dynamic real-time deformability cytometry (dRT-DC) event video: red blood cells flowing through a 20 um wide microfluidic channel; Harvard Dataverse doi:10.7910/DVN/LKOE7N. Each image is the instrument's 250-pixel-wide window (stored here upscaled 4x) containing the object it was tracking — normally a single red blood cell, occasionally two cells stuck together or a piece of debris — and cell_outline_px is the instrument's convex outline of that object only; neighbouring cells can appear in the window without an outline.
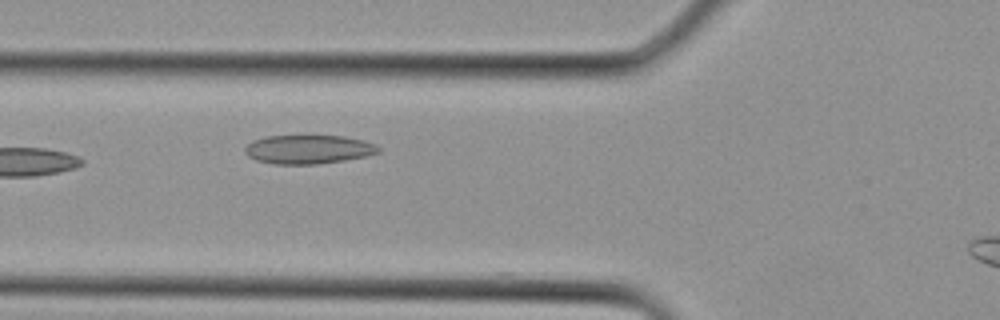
{"species": "Egyptian fruit bat (a non-hibernating species)", "species_latin": "Rousettus aegyptiacus", "temperature_condition": "cold", "stored_images_in_passage": 5, "camera_frame_rate_fps": 3000, "um_per_image_px": 0.085, "animal": {"sex": "female"}, "frame": {"image": 1, "passage_image": 4, "time_ms": 1.0, "image_size_px": [1000, 320], "cell_outline_px": [[380, 152], [368, 156], [344, 160], [316, 164], [272, 164], [256, 160], [248, 156], [244, 152], [244, 148], [252, 140], [268, 136], [304, 132], [344, 136], [364, 140], [376, 144], [380, 148]], "centroid_in_image_um": [26.21, 12.64], "position_along_channel_um": 99.6, "area_um2": 23.64}}